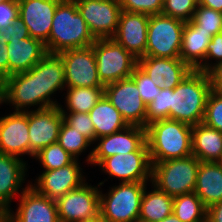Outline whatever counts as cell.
<instances>
[{
    "mask_svg": "<svg viewBox=\"0 0 222 222\" xmlns=\"http://www.w3.org/2000/svg\"><path fill=\"white\" fill-rule=\"evenodd\" d=\"M66 87H104L98 77L93 46L60 52Z\"/></svg>",
    "mask_w": 222,
    "mask_h": 222,
    "instance_id": "4fadbf2b",
    "label": "cell"
},
{
    "mask_svg": "<svg viewBox=\"0 0 222 222\" xmlns=\"http://www.w3.org/2000/svg\"><path fill=\"white\" fill-rule=\"evenodd\" d=\"M98 145L88 154L87 162L98 165L103 159L137 151L146 142V128L129 125L125 129L100 137Z\"/></svg>",
    "mask_w": 222,
    "mask_h": 222,
    "instance_id": "9a60e30c",
    "label": "cell"
},
{
    "mask_svg": "<svg viewBox=\"0 0 222 222\" xmlns=\"http://www.w3.org/2000/svg\"><path fill=\"white\" fill-rule=\"evenodd\" d=\"M75 3L95 39L114 36L122 11L119 0H80Z\"/></svg>",
    "mask_w": 222,
    "mask_h": 222,
    "instance_id": "7c38bea8",
    "label": "cell"
},
{
    "mask_svg": "<svg viewBox=\"0 0 222 222\" xmlns=\"http://www.w3.org/2000/svg\"><path fill=\"white\" fill-rule=\"evenodd\" d=\"M211 90L222 94V62L215 64L208 72Z\"/></svg>",
    "mask_w": 222,
    "mask_h": 222,
    "instance_id": "7bdbcfd3",
    "label": "cell"
},
{
    "mask_svg": "<svg viewBox=\"0 0 222 222\" xmlns=\"http://www.w3.org/2000/svg\"><path fill=\"white\" fill-rule=\"evenodd\" d=\"M100 182L97 187L84 183L56 200L59 222H83L100 216Z\"/></svg>",
    "mask_w": 222,
    "mask_h": 222,
    "instance_id": "9c48e42d",
    "label": "cell"
},
{
    "mask_svg": "<svg viewBox=\"0 0 222 222\" xmlns=\"http://www.w3.org/2000/svg\"><path fill=\"white\" fill-rule=\"evenodd\" d=\"M98 166L122 183L151 181L152 164L147 141L137 151L109 156Z\"/></svg>",
    "mask_w": 222,
    "mask_h": 222,
    "instance_id": "30bf717a",
    "label": "cell"
},
{
    "mask_svg": "<svg viewBox=\"0 0 222 222\" xmlns=\"http://www.w3.org/2000/svg\"><path fill=\"white\" fill-rule=\"evenodd\" d=\"M138 66L164 89H174L192 71L181 58L144 56L138 59Z\"/></svg>",
    "mask_w": 222,
    "mask_h": 222,
    "instance_id": "44dd1931",
    "label": "cell"
},
{
    "mask_svg": "<svg viewBox=\"0 0 222 222\" xmlns=\"http://www.w3.org/2000/svg\"><path fill=\"white\" fill-rule=\"evenodd\" d=\"M8 58L6 41L0 39V75L4 79L8 77Z\"/></svg>",
    "mask_w": 222,
    "mask_h": 222,
    "instance_id": "ee69618b",
    "label": "cell"
},
{
    "mask_svg": "<svg viewBox=\"0 0 222 222\" xmlns=\"http://www.w3.org/2000/svg\"><path fill=\"white\" fill-rule=\"evenodd\" d=\"M26 170L27 165L20 157L0 153V206L7 211L13 197L21 191Z\"/></svg>",
    "mask_w": 222,
    "mask_h": 222,
    "instance_id": "603a6c76",
    "label": "cell"
},
{
    "mask_svg": "<svg viewBox=\"0 0 222 222\" xmlns=\"http://www.w3.org/2000/svg\"><path fill=\"white\" fill-rule=\"evenodd\" d=\"M62 0H18L19 16L28 27L30 37L45 43L52 28L57 5Z\"/></svg>",
    "mask_w": 222,
    "mask_h": 222,
    "instance_id": "ffe728a7",
    "label": "cell"
},
{
    "mask_svg": "<svg viewBox=\"0 0 222 222\" xmlns=\"http://www.w3.org/2000/svg\"><path fill=\"white\" fill-rule=\"evenodd\" d=\"M22 189L19 207L15 213L8 210L7 222H59L55 200L38 193L29 184Z\"/></svg>",
    "mask_w": 222,
    "mask_h": 222,
    "instance_id": "e0dca14e",
    "label": "cell"
},
{
    "mask_svg": "<svg viewBox=\"0 0 222 222\" xmlns=\"http://www.w3.org/2000/svg\"><path fill=\"white\" fill-rule=\"evenodd\" d=\"M92 46L98 77L104 86L131 77L138 59L113 38L96 39Z\"/></svg>",
    "mask_w": 222,
    "mask_h": 222,
    "instance_id": "52a82bcc",
    "label": "cell"
},
{
    "mask_svg": "<svg viewBox=\"0 0 222 222\" xmlns=\"http://www.w3.org/2000/svg\"><path fill=\"white\" fill-rule=\"evenodd\" d=\"M3 85H4V78L0 75V95H1L2 90H3Z\"/></svg>",
    "mask_w": 222,
    "mask_h": 222,
    "instance_id": "f907efd6",
    "label": "cell"
},
{
    "mask_svg": "<svg viewBox=\"0 0 222 222\" xmlns=\"http://www.w3.org/2000/svg\"><path fill=\"white\" fill-rule=\"evenodd\" d=\"M185 22L163 14L149 16L144 56L180 58Z\"/></svg>",
    "mask_w": 222,
    "mask_h": 222,
    "instance_id": "ba28073f",
    "label": "cell"
},
{
    "mask_svg": "<svg viewBox=\"0 0 222 222\" xmlns=\"http://www.w3.org/2000/svg\"><path fill=\"white\" fill-rule=\"evenodd\" d=\"M83 222H106V221L101 216H99L93 220L83 221Z\"/></svg>",
    "mask_w": 222,
    "mask_h": 222,
    "instance_id": "681fc988",
    "label": "cell"
},
{
    "mask_svg": "<svg viewBox=\"0 0 222 222\" xmlns=\"http://www.w3.org/2000/svg\"><path fill=\"white\" fill-rule=\"evenodd\" d=\"M199 165L193 155L152 164V186L171 197L194 192Z\"/></svg>",
    "mask_w": 222,
    "mask_h": 222,
    "instance_id": "5b68a950",
    "label": "cell"
},
{
    "mask_svg": "<svg viewBox=\"0 0 222 222\" xmlns=\"http://www.w3.org/2000/svg\"><path fill=\"white\" fill-rule=\"evenodd\" d=\"M170 119V89L161 87L160 93L147 105L146 127L150 123Z\"/></svg>",
    "mask_w": 222,
    "mask_h": 222,
    "instance_id": "e575fe53",
    "label": "cell"
},
{
    "mask_svg": "<svg viewBox=\"0 0 222 222\" xmlns=\"http://www.w3.org/2000/svg\"><path fill=\"white\" fill-rule=\"evenodd\" d=\"M64 87L66 85L63 59L59 54L47 53L29 71L4 79L0 104L11 103L15 112H26V108L38 104L37 109L59 106L60 104L50 96Z\"/></svg>",
    "mask_w": 222,
    "mask_h": 222,
    "instance_id": "6da1fadb",
    "label": "cell"
},
{
    "mask_svg": "<svg viewBox=\"0 0 222 222\" xmlns=\"http://www.w3.org/2000/svg\"><path fill=\"white\" fill-rule=\"evenodd\" d=\"M149 16L145 13L121 11L117 30L112 37L137 59L145 55Z\"/></svg>",
    "mask_w": 222,
    "mask_h": 222,
    "instance_id": "ac0fdd59",
    "label": "cell"
},
{
    "mask_svg": "<svg viewBox=\"0 0 222 222\" xmlns=\"http://www.w3.org/2000/svg\"><path fill=\"white\" fill-rule=\"evenodd\" d=\"M199 0H164L162 13L184 22L192 20Z\"/></svg>",
    "mask_w": 222,
    "mask_h": 222,
    "instance_id": "836d02e7",
    "label": "cell"
},
{
    "mask_svg": "<svg viewBox=\"0 0 222 222\" xmlns=\"http://www.w3.org/2000/svg\"><path fill=\"white\" fill-rule=\"evenodd\" d=\"M66 109L74 113H89L104 96V87H67Z\"/></svg>",
    "mask_w": 222,
    "mask_h": 222,
    "instance_id": "f546056e",
    "label": "cell"
},
{
    "mask_svg": "<svg viewBox=\"0 0 222 222\" xmlns=\"http://www.w3.org/2000/svg\"><path fill=\"white\" fill-rule=\"evenodd\" d=\"M199 5L222 12V0H199Z\"/></svg>",
    "mask_w": 222,
    "mask_h": 222,
    "instance_id": "bcb514c9",
    "label": "cell"
},
{
    "mask_svg": "<svg viewBox=\"0 0 222 222\" xmlns=\"http://www.w3.org/2000/svg\"><path fill=\"white\" fill-rule=\"evenodd\" d=\"M203 123L222 132V94L209 92Z\"/></svg>",
    "mask_w": 222,
    "mask_h": 222,
    "instance_id": "d590c367",
    "label": "cell"
},
{
    "mask_svg": "<svg viewBox=\"0 0 222 222\" xmlns=\"http://www.w3.org/2000/svg\"><path fill=\"white\" fill-rule=\"evenodd\" d=\"M153 187V191L147 192L145 187L143 192L139 220L144 222H159L173 211V197Z\"/></svg>",
    "mask_w": 222,
    "mask_h": 222,
    "instance_id": "83f0119b",
    "label": "cell"
},
{
    "mask_svg": "<svg viewBox=\"0 0 222 222\" xmlns=\"http://www.w3.org/2000/svg\"><path fill=\"white\" fill-rule=\"evenodd\" d=\"M89 116L94 124L95 140L119 132L129 126L105 96L90 110Z\"/></svg>",
    "mask_w": 222,
    "mask_h": 222,
    "instance_id": "4316f807",
    "label": "cell"
},
{
    "mask_svg": "<svg viewBox=\"0 0 222 222\" xmlns=\"http://www.w3.org/2000/svg\"><path fill=\"white\" fill-rule=\"evenodd\" d=\"M79 164L78 159H75L71 164L64 167L45 170L36 178V184L32 185L31 183L30 186L38 193L56 201L86 182Z\"/></svg>",
    "mask_w": 222,
    "mask_h": 222,
    "instance_id": "2e32d148",
    "label": "cell"
},
{
    "mask_svg": "<svg viewBox=\"0 0 222 222\" xmlns=\"http://www.w3.org/2000/svg\"><path fill=\"white\" fill-rule=\"evenodd\" d=\"M60 111L63 114L64 120L78 132H81L91 143H95L94 124L89 116V113H74L66 112L61 105Z\"/></svg>",
    "mask_w": 222,
    "mask_h": 222,
    "instance_id": "8d00e7d4",
    "label": "cell"
},
{
    "mask_svg": "<svg viewBox=\"0 0 222 222\" xmlns=\"http://www.w3.org/2000/svg\"><path fill=\"white\" fill-rule=\"evenodd\" d=\"M104 96L120 112L128 125L146 128L147 105L132 77L104 86Z\"/></svg>",
    "mask_w": 222,
    "mask_h": 222,
    "instance_id": "8fae6325",
    "label": "cell"
},
{
    "mask_svg": "<svg viewBox=\"0 0 222 222\" xmlns=\"http://www.w3.org/2000/svg\"><path fill=\"white\" fill-rule=\"evenodd\" d=\"M191 22L201 27L206 33L214 36L222 32V13L214 9H209L198 4Z\"/></svg>",
    "mask_w": 222,
    "mask_h": 222,
    "instance_id": "d6a6232c",
    "label": "cell"
},
{
    "mask_svg": "<svg viewBox=\"0 0 222 222\" xmlns=\"http://www.w3.org/2000/svg\"><path fill=\"white\" fill-rule=\"evenodd\" d=\"M0 153L30 155L28 110L0 117Z\"/></svg>",
    "mask_w": 222,
    "mask_h": 222,
    "instance_id": "d6986e66",
    "label": "cell"
},
{
    "mask_svg": "<svg viewBox=\"0 0 222 222\" xmlns=\"http://www.w3.org/2000/svg\"><path fill=\"white\" fill-rule=\"evenodd\" d=\"M147 182H124L112 187L108 194L100 191V216L106 222H135Z\"/></svg>",
    "mask_w": 222,
    "mask_h": 222,
    "instance_id": "8992f818",
    "label": "cell"
},
{
    "mask_svg": "<svg viewBox=\"0 0 222 222\" xmlns=\"http://www.w3.org/2000/svg\"><path fill=\"white\" fill-rule=\"evenodd\" d=\"M94 36L73 1L62 0L55 10L48 40L44 43L47 53L92 46Z\"/></svg>",
    "mask_w": 222,
    "mask_h": 222,
    "instance_id": "7a4b0ae2",
    "label": "cell"
},
{
    "mask_svg": "<svg viewBox=\"0 0 222 222\" xmlns=\"http://www.w3.org/2000/svg\"><path fill=\"white\" fill-rule=\"evenodd\" d=\"M64 120L59 106L28 111L30 156L58 142L59 130Z\"/></svg>",
    "mask_w": 222,
    "mask_h": 222,
    "instance_id": "5bb4252c",
    "label": "cell"
},
{
    "mask_svg": "<svg viewBox=\"0 0 222 222\" xmlns=\"http://www.w3.org/2000/svg\"><path fill=\"white\" fill-rule=\"evenodd\" d=\"M212 58L213 60H216V63H213V65L212 62L211 64L209 63V59L212 60ZM219 62H222V32L211 37V41L207 45L205 60L196 70L207 73L215 64Z\"/></svg>",
    "mask_w": 222,
    "mask_h": 222,
    "instance_id": "ab89813d",
    "label": "cell"
},
{
    "mask_svg": "<svg viewBox=\"0 0 222 222\" xmlns=\"http://www.w3.org/2000/svg\"><path fill=\"white\" fill-rule=\"evenodd\" d=\"M159 222H182L179 218L176 217L173 213L166 218L162 219Z\"/></svg>",
    "mask_w": 222,
    "mask_h": 222,
    "instance_id": "7dc6e473",
    "label": "cell"
},
{
    "mask_svg": "<svg viewBox=\"0 0 222 222\" xmlns=\"http://www.w3.org/2000/svg\"><path fill=\"white\" fill-rule=\"evenodd\" d=\"M7 213L8 211L0 206V222H7Z\"/></svg>",
    "mask_w": 222,
    "mask_h": 222,
    "instance_id": "c3c4849f",
    "label": "cell"
},
{
    "mask_svg": "<svg viewBox=\"0 0 222 222\" xmlns=\"http://www.w3.org/2000/svg\"><path fill=\"white\" fill-rule=\"evenodd\" d=\"M206 222H222V201L207 208Z\"/></svg>",
    "mask_w": 222,
    "mask_h": 222,
    "instance_id": "f6af8a7d",
    "label": "cell"
},
{
    "mask_svg": "<svg viewBox=\"0 0 222 222\" xmlns=\"http://www.w3.org/2000/svg\"><path fill=\"white\" fill-rule=\"evenodd\" d=\"M194 192L206 208L222 201L221 162H200Z\"/></svg>",
    "mask_w": 222,
    "mask_h": 222,
    "instance_id": "d4e9b609",
    "label": "cell"
},
{
    "mask_svg": "<svg viewBox=\"0 0 222 222\" xmlns=\"http://www.w3.org/2000/svg\"><path fill=\"white\" fill-rule=\"evenodd\" d=\"M35 158L40 161L44 170H55L75 160L58 142L41 149L35 154Z\"/></svg>",
    "mask_w": 222,
    "mask_h": 222,
    "instance_id": "1f68e13d",
    "label": "cell"
},
{
    "mask_svg": "<svg viewBox=\"0 0 222 222\" xmlns=\"http://www.w3.org/2000/svg\"><path fill=\"white\" fill-rule=\"evenodd\" d=\"M192 126L173 119L157 120L146 127L151 164L192 155Z\"/></svg>",
    "mask_w": 222,
    "mask_h": 222,
    "instance_id": "3957f363",
    "label": "cell"
},
{
    "mask_svg": "<svg viewBox=\"0 0 222 222\" xmlns=\"http://www.w3.org/2000/svg\"><path fill=\"white\" fill-rule=\"evenodd\" d=\"M25 39L30 37L28 27L25 25L21 17L19 16L16 20L13 21L12 25L8 27L0 28V39L6 41V44L9 43V39Z\"/></svg>",
    "mask_w": 222,
    "mask_h": 222,
    "instance_id": "60d3db41",
    "label": "cell"
},
{
    "mask_svg": "<svg viewBox=\"0 0 222 222\" xmlns=\"http://www.w3.org/2000/svg\"><path fill=\"white\" fill-rule=\"evenodd\" d=\"M19 17L18 0H5L0 3V28L8 27Z\"/></svg>",
    "mask_w": 222,
    "mask_h": 222,
    "instance_id": "b9f144b4",
    "label": "cell"
},
{
    "mask_svg": "<svg viewBox=\"0 0 222 222\" xmlns=\"http://www.w3.org/2000/svg\"><path fill=\"white\" fill-rule=\"evenodd\" d=\"M192 155L200 162L222 161V132L203 122L192 126Z\"/></svg>",
    "mask_w": 222,
    "mask_h": 222,
    "instance_id": "cb8c5ba5",
    "label": "cell"
},
{
    "mask_svg": "<svg viewBox=\"0 0 222 222\" xmlns=\"http://www.w3.org/2000/svg\"><path fill=\"white\" fill-rule=\"evenodd\" d=\"M131 77L134 79L141 99L146 105L153 101L160 93L161 87L153 82L138 65L135 67Z\"/></svg>",
    "mask_w": 222,
    "mask_h": 222,
    "instance_id": "74e56055",
    "label": "cell"
},
{
    "mask_svg": "<svg viewBox=\"0 0 222 222\" xmlns=\"http://www.w3.org/2000/svg\"><path fill=\"white\" fill-rule=\"evenodd\" d=\"M211 33L201 30L191 21L185 22L182 32L180 58L192 70H196L205 60L207 45L211 41Z\"/></svg>",
    "mask_w": 222,
    "mask_h": 222,
    "instance_id": "484cf974",
    "label": "cell"
},
{
    "mask_svg": "<svg viewBox=\"0 0 222 222\" xmlns=\"http://www.w3.org/2000/svg\"><path fill=\"white\" fill-rule=\"evenodd\" d=\"M8 76L29 71L46 54L45 44L36 38L9 39L7 44Z\"/></svg>",
    "mask_w": 222,
    "mask_h": 222,
    "instance_id": "7402d4cb",
    "label": "cell"
},
{
    "mask_svg": "<svg viewBox=\"0 0 222 222\" xmlns=\"http://www.w3.org/2000/svg\"><path fill=\"white\" fill-rule=\"evenodd\" d=\"M182 222H206L207 208L195 192L173 197V211Z\"/></svg>",
    "mask_w": 222,
    "mask_h": 222,
    "instance_id": "f1b7e54d",
    "label": "cell"
},
{
    "mask_svg": "<svg viewBox=\"0 0 222 222\" xmlns=\"http://www.w3.org/2000/svg\"><path fill=\"white\" fill-rule=\"evenodd\" d=\"M122 11L145 13L148 15L161 14L164 0H119Z\"/></svg>",
    "mask_w": 222,
    "mask_h": 222,
    "instance_id": "f35d334b",
    "label": "cell"
},
{
    "mask_svg": "<svg viewBox=\"0 0 222 222\" xmlns=\"http://www.w3.org/2000/svg\"><path fill=\"white\" fill-rule=\"evenodd\" d=\"M210 91L208 74L192 70L174 89H170V119L190 126L202 123Z\"/></svg>",
    "mask_w": 222,
    "mask_h": 222,
    "instance_id": "277c9868",
    "label": "cell"
},
{
    "mask_svg": "<svg viewBox=\"0 0 222 222\" xmlns=\"http://www.w3.org/2000/svg\"><path fill=\"white\" fill-rule=\"evenodd\" d=\"M58 143L75 159H78L77 157L92 144L65 120H63L59 130Z\"/></svg>",
    "mask_w": 222,
    "mask_h": 222,
    "instance_id": "4dcf8cb0",
    "label": "cell"
}]
</instances>
